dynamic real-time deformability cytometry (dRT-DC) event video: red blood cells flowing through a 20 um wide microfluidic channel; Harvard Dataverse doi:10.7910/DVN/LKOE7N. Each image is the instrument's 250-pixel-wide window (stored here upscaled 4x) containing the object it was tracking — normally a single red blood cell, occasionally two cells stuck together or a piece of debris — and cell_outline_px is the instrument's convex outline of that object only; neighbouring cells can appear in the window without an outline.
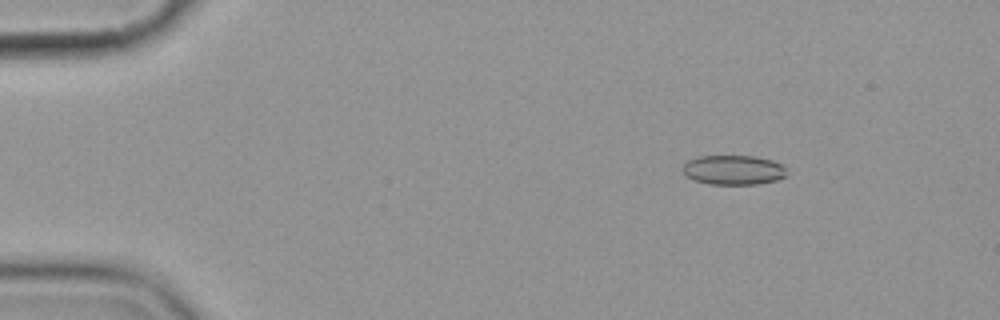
{"species": "common noctule bat (a hibernating species)", "species_latin": "Nyctalus noctula", "temperature_condition": "cold", "stored_images_in_passage": 11, "camera_frame_rate_fps": 3000, "um_per_image_px": 0.085, "animal": {"sex": "female", "body_mass_g": 19.9}, "frame": {"image": 1, "passage_image": 2, "time_ms": 2.0, "image_size_px": [1000, 320], "cell_outline_px": [[788, 176], [776, 180], [756, 184], [708, 184], [696, 180], [688, 176], [680, 168], [688, 160], [700, 156], [752, 156], [772, 160], [784, 164]], "centroid_in_image_um": [62.38, 14.44], "position_along_channel_um": 22.6, "area_um2": 17.98}}
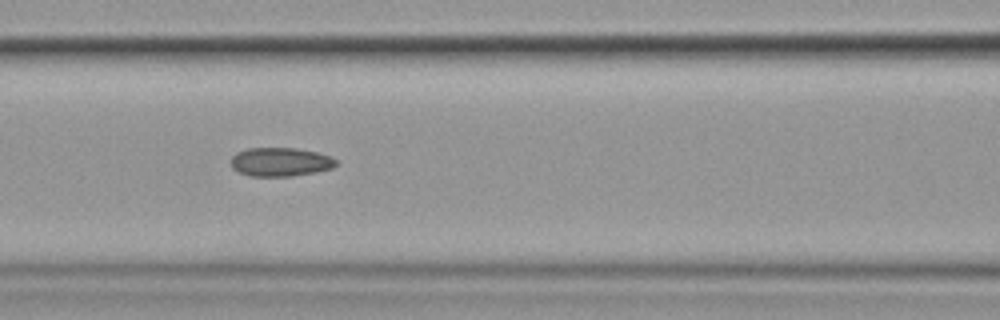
{"frame": {"image": 2, "passage_image": 7, "time_ms": 7.667, "image_size_px": [1000, 320], "cell_outline_px": [[336, 164], [332, 168], [292, 176], [252, 176], [240, 172], [232, 168], [232, 156], [236, 152], [248, 148], [296, 148], [316, 152], [332, 156], [336, 160]], "centroid_in_image_um": [23.83, 13.75], "position_along_channel_um": 142.8, "area_um2": 17.46}}
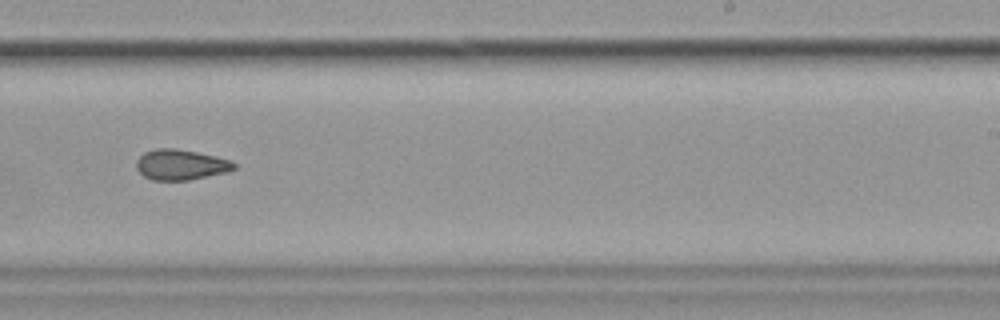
{"frame": {"image": 3, "passage_image": 10, "time_ms": 11.333, "image_size_px": [1000, 320], "cell_outline_px": [[236, 168], [228, 172], [188, 180], [152, 180], [144, 176], [136, 168], [136, 160], [144, 152], [156, 148], [176, 148], [216, 156], [228, 160], [236, 164]], "centroid_in_image_um": [15.35, 14.0], "position_along_channel_um": 273.6, "area_um2": 17.34}}